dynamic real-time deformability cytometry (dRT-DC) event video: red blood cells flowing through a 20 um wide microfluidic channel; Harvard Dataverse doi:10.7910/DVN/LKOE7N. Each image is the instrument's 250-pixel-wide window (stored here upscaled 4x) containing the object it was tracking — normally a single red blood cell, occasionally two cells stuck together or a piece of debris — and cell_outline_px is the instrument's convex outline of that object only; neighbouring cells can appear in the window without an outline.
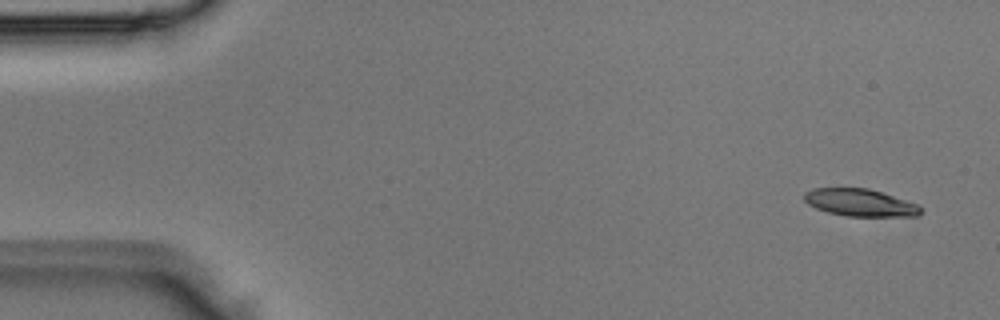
{"species": "Egyptian fruit bat (a non-hibernating species)", "species_latin": "Rousettus aegyptiacus", "temperature_condition": "room temperature", "stored_images_in_passage": 4, "camera_frame_rate_fps": 3000, "um_per_image_px": 0.085, "animal": {"sex": "male"}, "frame": {"image": 1, "passage_image": 1, "time_ms": 0.0, "image_size_px": [1000, 320], "cell_outline_px": [[920, 212], [916, 216], [848, 216], [828, 212], [816, 208], [808, 204], [804, 200], [804, 192], [812, 188], [868, 188], [916, 204], [920, 208]], "centroid_in_image_um": [73.03, 17.22], "position_along_channel_um": 12.0, "area_um2": 18.21}}
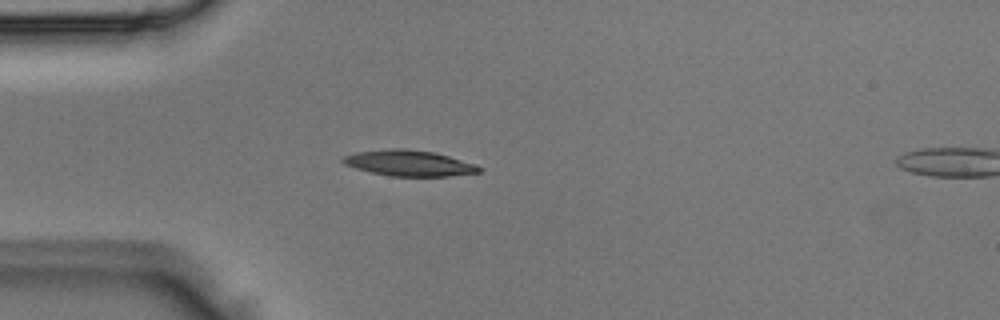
{"frame": {"image": 2, "passage_image": 3, "time_ms": 0.667, "image_size_px": [1000, 320], "cell_outline_px": [[484, 168], [480, 172], [448, 176], [392, 176], [372, 172], [356, 168], [344, 164], [340, 160], [340, 156], [356, 152], [388, 148], [404, 148], [432, 152], [448, 156], [476, 164]], "centroid_in_image_um": [34.74, 13.86], "position_along_channel_um": 50.3, "area_um2": 20.52}}